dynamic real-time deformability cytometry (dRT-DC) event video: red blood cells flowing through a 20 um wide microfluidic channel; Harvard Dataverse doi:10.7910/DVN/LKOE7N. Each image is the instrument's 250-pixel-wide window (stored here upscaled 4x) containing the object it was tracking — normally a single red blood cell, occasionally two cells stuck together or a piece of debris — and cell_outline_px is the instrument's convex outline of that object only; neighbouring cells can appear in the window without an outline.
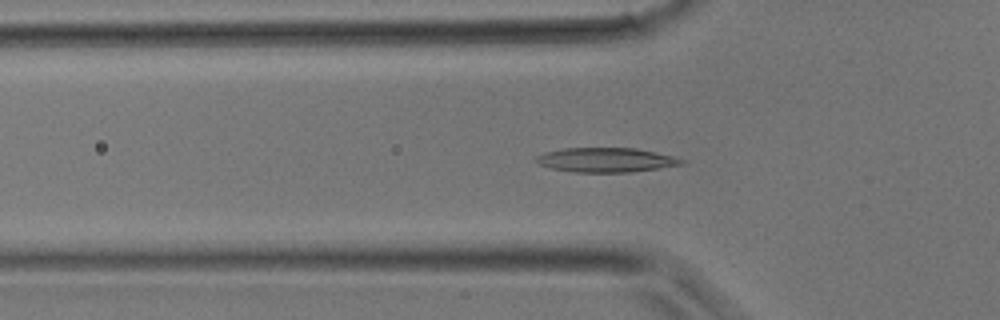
{"species": "common noctule bat (a hibernating species)", "species_latin": "Nyctalus noctula", "temperature_condition": "room temperature", "stored_images_in_passage": 29, "camera_frame_rate_fps": 3000, "um_per_image_px": 0.085, "animal": {"sex": "male", "body_mass_g": 17.9}, "frame": {"image": 1, "passage_image": 4, "time_ms": 1.0, "image_size_px": [1000, 320], "cell_outline_px": [[684, 164], [660, 168], [632, 172], [572, 172], [552, 168], [540, 164], [532, 160], [536, 156], [544, 152], [564, 148], [636, 148], [656, 152], [672, 156], [684, 160]], "centroid_in_image_um": [51.49, 13.59], "position_along_channel_um": 74.3, "area_um2": 20.75}}
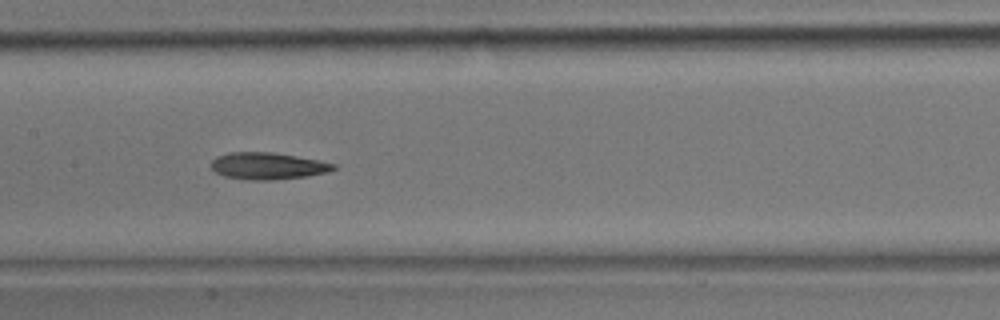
{"frame": {"image": 2, "passage_image": 10, "time_ms": 3.0, "image_size_px": [1000, 320], "cell_outline_px": [[336, 168], [328, 172], [304, 176], [276, 180], [244, 180], [224, 176], [216, 172], [212, 168], [212, 160], [216, 156], [228, 152], [272, 152], [296, 156], [336, 164]], "centroid_in_image_um": [22.72, 14.11], "position_along_channel_um": 184.7, "area_um2": 19.13}}
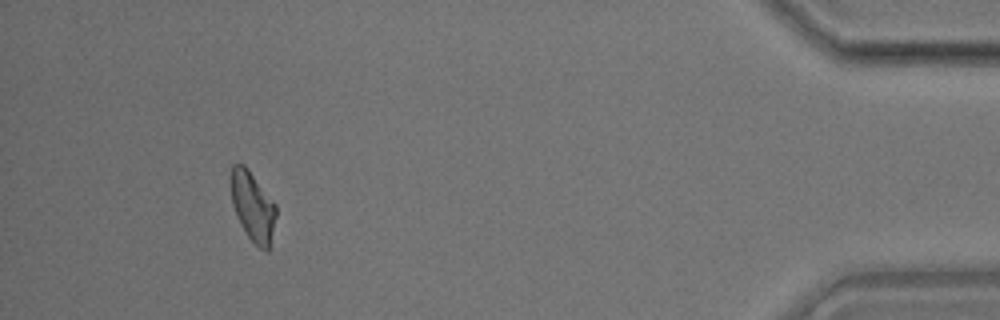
{"frame": {"image": 3, "passage_image": 26, "time_ms": 8.333, "image_size_px": [1000, 320], "cell_outline_px": [[276, 216], [268, 252], [260, 248], [248, 236], [240, 224], [236, 216], [232, 204], [228, 180], [232, 164], [244, 164], [248, 168], [276, 204]], "centroid_in_image_um": [21.44, 17.48], "position_along_channel_um": 413.8, "area_um2": 18.61}}